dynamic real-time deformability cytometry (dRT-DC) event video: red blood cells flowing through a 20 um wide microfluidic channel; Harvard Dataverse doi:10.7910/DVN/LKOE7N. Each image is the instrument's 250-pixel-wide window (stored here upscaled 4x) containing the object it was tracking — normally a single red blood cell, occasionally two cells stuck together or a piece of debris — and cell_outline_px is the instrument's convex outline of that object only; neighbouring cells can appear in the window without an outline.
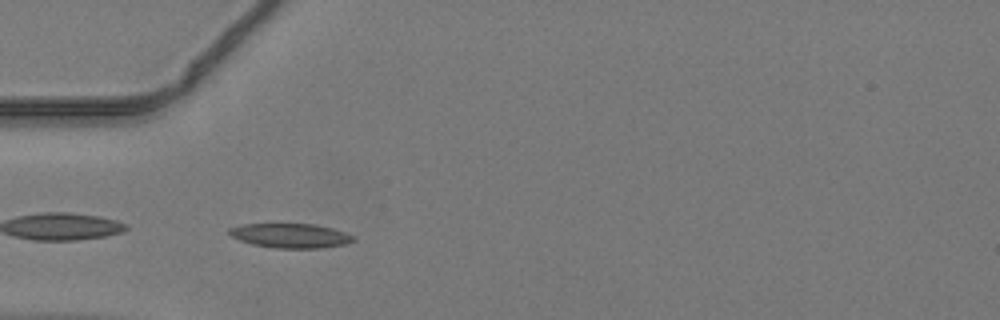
{"species": "common noctule bat (a hibernating species)", "species_latin": "Nyctalus noctula", "temperature_condition": "warm", "stored_images_in_passage": 34, "camera_frame_rate_fps": 3000, "um_per_image_px": 0.085, "animal": {"sex": "male", "body_mass_g": 19.2, "forearm_length_mm": 51.8}, "frame": {"image": 1, "passage_image": 1, "time_ms": 0.0, "image_size_px": [1000, 320], "cell_outline_px": [[356, 240], [344, 244], [320, 248], [276, 248], [252, 244], [240, 240], [232, 236], [228, 232], [228, 228], [244, 224], [312, 224], [332, 228], [356, 236]], "centroid_in_image_um": [24.71, 20.03], "position_along_channel_um": 60.3, "area_um2": 17.57}}
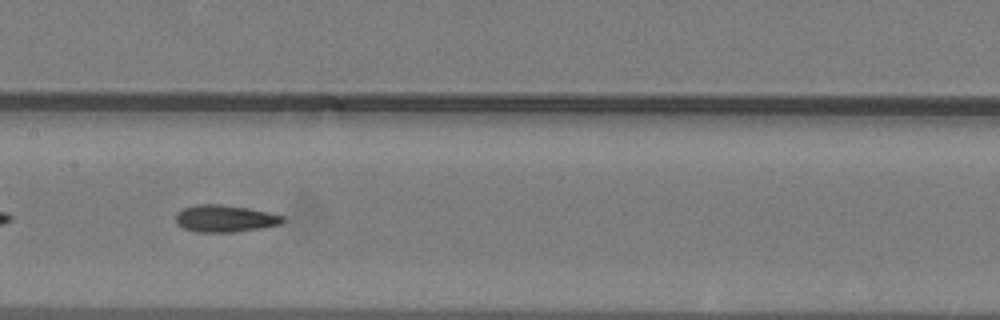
{"frame": {"image": 2, "passage_image": 10, "time_ms": 3.0, "image_size_px": [1000, 320], "cell_outline_px": [[284, 220], [280, 224], [264, 228], [232, 232], [196, 232], [184, 228], [176, 224], [176, 212], [184, 208], [196, 204], [220, 204], [248, 208], [268, 212], [284, 216]], "centroid_in_image_um": [19.11, 18.57], "position_along_channel_um": 188.3, "area_um2": 16.94}}
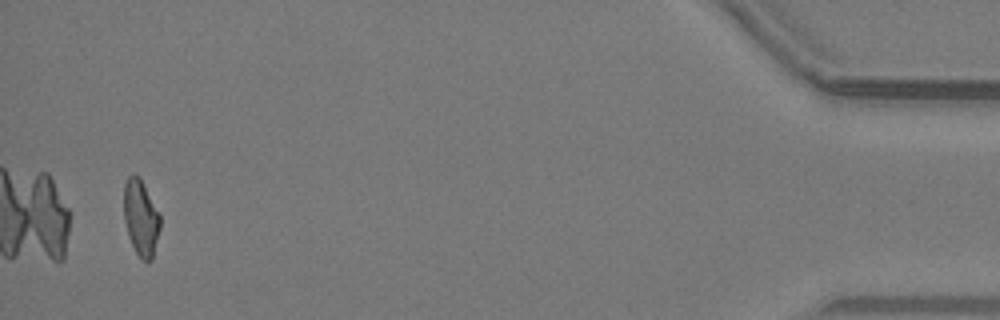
{"frame": {"image": 3, "passage_image": 32, "time_ms": 10.333, "image_size_px": [1000, 320], "cell_outline_px": [[160, 228], [152, 260], [140, 260], [128, 236], [124, 220], [124, 184], [128, 176], [132, 172], [140, 176], [160, 212]], "centroid_in_image_um": [11.98, 18.46], "position_along_channel_um": 423.2, "area_um2": 16.42}}